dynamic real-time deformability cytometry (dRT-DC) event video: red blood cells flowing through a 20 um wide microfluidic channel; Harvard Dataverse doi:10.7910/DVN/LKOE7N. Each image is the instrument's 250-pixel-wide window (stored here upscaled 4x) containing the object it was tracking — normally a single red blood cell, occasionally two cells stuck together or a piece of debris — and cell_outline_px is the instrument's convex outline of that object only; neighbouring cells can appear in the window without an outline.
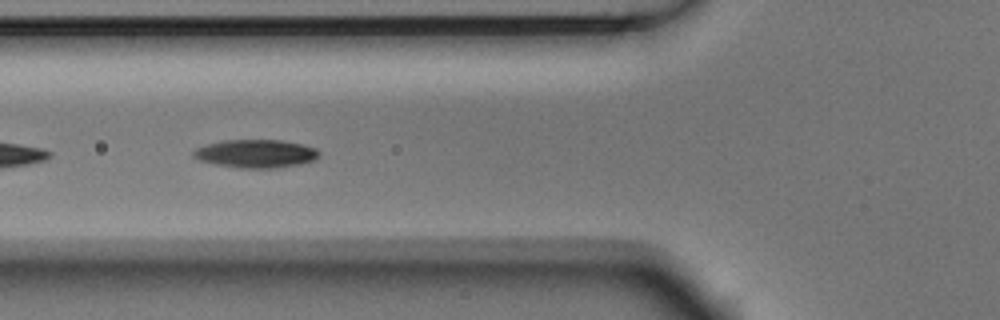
{"species": "Egyptian fruit bat (a non-hibernating species)", "species_latin": "Rousettus aegyptiacus", "temperature_condition": "room temperature", "stored_images_in_passage": 11, "segment_of_instrument_passage": [1, 2], "camera_frame_rate_fps": 3000, "um_per_image_px": 0.085, "animal": {"sex": "male"}, "frame": {"image": 1, "passage_image": 6, "time_ms": 1.667, "image_size_px": [1000, 320], "cell_outline_px": [[320, 156], [316, 160], [300, 164], [276, 168], [240, 168], [216, 164], [200, 160], [192, 156], [192, 152], [196, 148], [208, 144], [224, 140], [280, 140], [300, 144], [316, 148], [320, 152]], "centroid_in_image_um": [21.77, 13.06], "position_along_channel_um": 104.0, "area_um2": 20.63}}
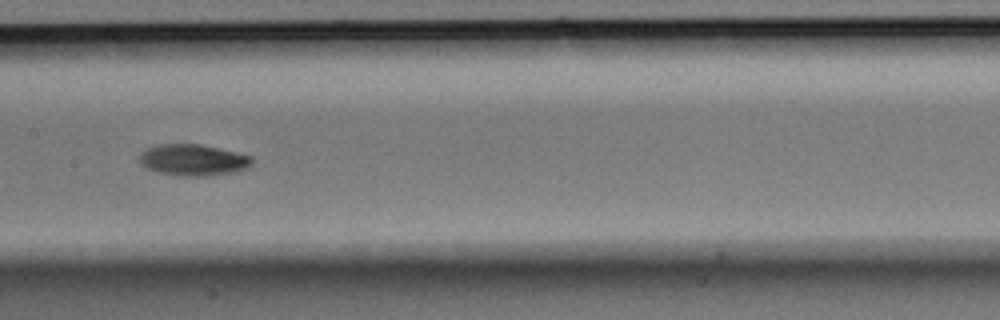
{"frame": {"image": 2, "passage_image": 8, "time_ms": 2.333, "image_size_px": [1000, 320], "cell_outline_px": [[252, 164], [248, 168], [240, 172], [212, 176], [180, 176], [156, 172], [140, 164], [140, 156], [148, 148], [156, 144], [200, 144], [236, 152], [252, 156]], "centroid_in_image_um": [16.47, 13.62], "position_along_channel_um": 190.9, "area_um2": 20.81}}
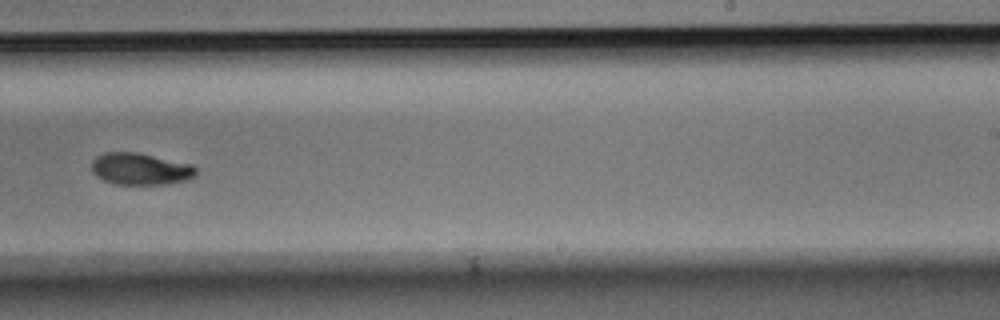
{"frame": {"image": 3, "passage_image": 10, "time_ms": 3.0, "image_size_px": [1000, 320], "cell_outline_px": [[196, 176], [184, 180], [164, 184], [116, 184], [104, 180], [96, 176], [92, 172], [92, 160], [96, 156], [104, 152], [136, 152], [192, 164], [196, 168]], "centroid_in_image_um": [11.91, 14.35], "position_along_channel_um": 277.1, "area_um2": 19.31}}